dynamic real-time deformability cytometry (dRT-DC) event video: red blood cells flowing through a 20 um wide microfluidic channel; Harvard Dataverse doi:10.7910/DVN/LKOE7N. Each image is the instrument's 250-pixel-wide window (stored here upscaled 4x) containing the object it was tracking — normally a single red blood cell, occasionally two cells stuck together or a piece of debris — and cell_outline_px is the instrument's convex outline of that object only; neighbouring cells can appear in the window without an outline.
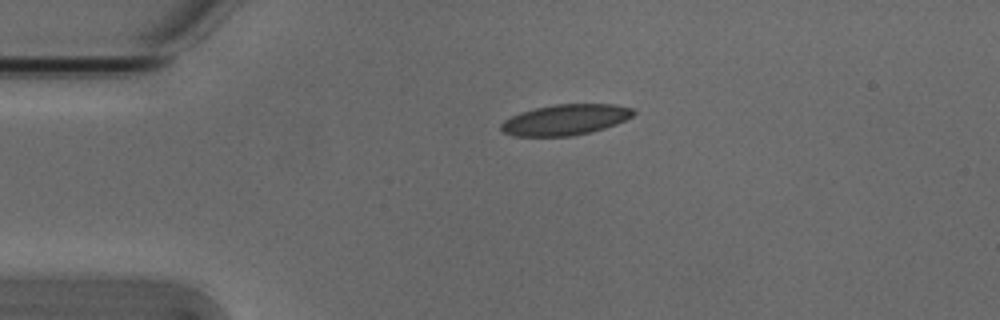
{"species": "Egyptian fruit bat (a non-hibernating species)", "species_latin": "Rousettus aegyptiacus", "temperature_condition": "cold", "stored_images_in_passage": 2, "camera_frame_rate_fps": 3000, "um_per_image_px": 0.085, "animal": {"sex": "male"}, "frame": {"image": 1, "passage_image": 1, "time_ms": 0.0, "image_size_px": [1000, 320], "cell_outline_px": [[636, 112], [632, 116], [616, 124], [592, 132], [572, 136], [512, 136], [504, 132], [500, 128], [500, 124], [504, 120], [520, 112], [536, 108], [556, 104], [612, 104], [632, 108]], "centroid_in_image_um": [48.05, 10.18], "position_along_channel_um": 37.0, "area_um2": 23.64}}